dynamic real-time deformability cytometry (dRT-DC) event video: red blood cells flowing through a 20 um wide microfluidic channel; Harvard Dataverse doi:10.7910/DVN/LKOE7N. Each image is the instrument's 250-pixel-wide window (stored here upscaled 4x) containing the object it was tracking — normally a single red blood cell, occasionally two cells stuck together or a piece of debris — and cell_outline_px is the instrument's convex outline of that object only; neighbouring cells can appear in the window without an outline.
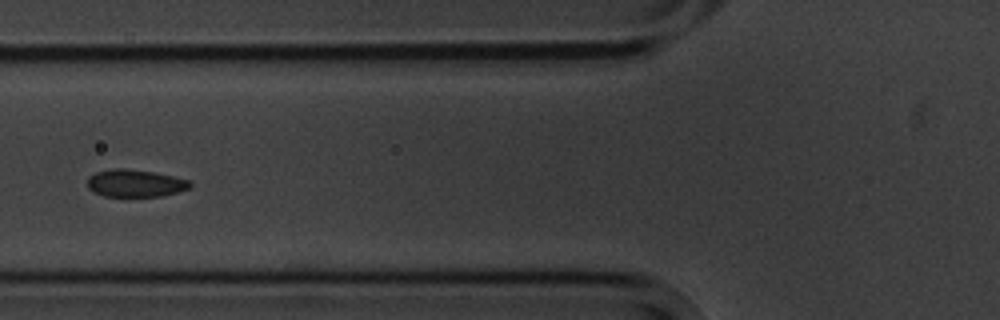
{"species": "common noctule bat (a hibernating species)", "species_latin": "Nyctalus noctula", "temperature_condition": "cold", "stored_images_in_passage": 10, "camera_frame_rate_fps": 3000, "um_per_image_px": 0.085, "animal": {"sex": "male", "body_mass_g": 20.1, "forearm_length_mm": 53.5}, "frame": {"image": 1, "passage_image": 6, "time_ms": 6.0, "image_size_px": [1000, 320], "cell_outline_px": [[192, 184], [188, 188], [164, 196], [104, 196], [88, 188], [88, 176], [96, 172], [112, 168], [124, 168], [156, 172], [192, 180]], "centroid_in_image_um": [11.52, 15.56], "position_along_channel_um": 114.3, "area_um2": 16.47}}
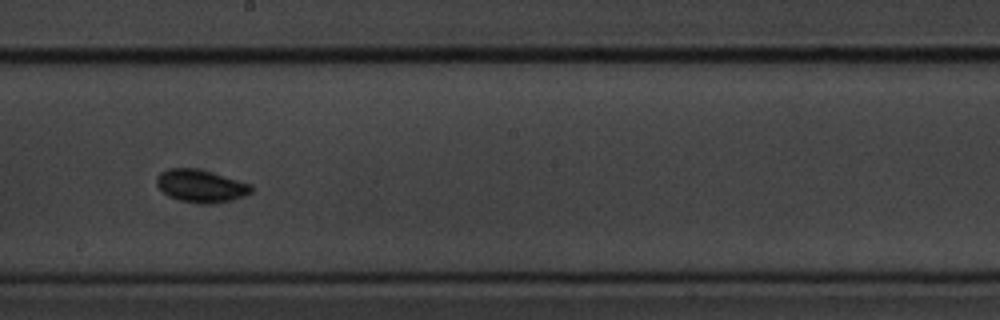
{"frame": {"image": 2, "passage_image": 9, "time_ms": 9.333, "image_size_px": [1000, 320], "cell_outline_px": [[252, 192], [244, 196], [232, 200], [208, 204], [204, 204], [180, 200], [168, 196], [156, 184], [156, 176], [160, 172], [168, 168], [196, 168], [252, 184]], "centroid_in_image_um": [17.06, 15.8], "position_along_channel_um": 231.1, "area_um2": 17.92}}
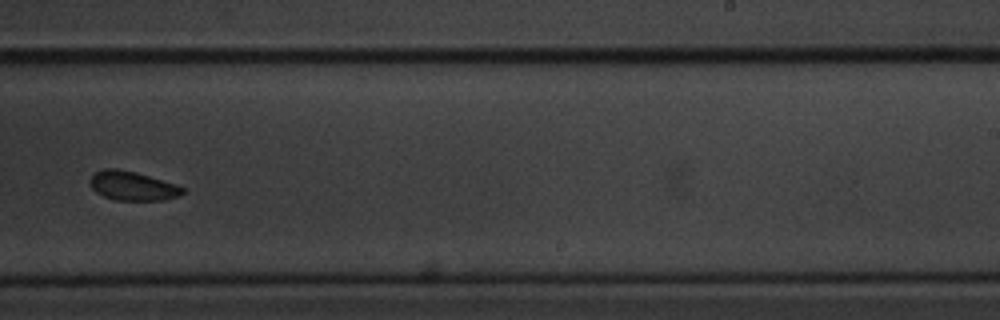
{"frame": {"image": 3, "passage_image": 10, "time_ms": 10.667, "image_size_px": [1000, 320], "cell_outline_px": [[184, 192], [176, 196], [164, 200], [116, 200], [104, 196], [96, 192], [88, 184], [88, 180], [96, 172], [104, 168], [116, 168], [136, 172], [176, 184], [184, 188]], "centroid_in_image_um": [11.23, 15.79], "position_along_channel_um": 277.8, "area_um2": 15.66}}